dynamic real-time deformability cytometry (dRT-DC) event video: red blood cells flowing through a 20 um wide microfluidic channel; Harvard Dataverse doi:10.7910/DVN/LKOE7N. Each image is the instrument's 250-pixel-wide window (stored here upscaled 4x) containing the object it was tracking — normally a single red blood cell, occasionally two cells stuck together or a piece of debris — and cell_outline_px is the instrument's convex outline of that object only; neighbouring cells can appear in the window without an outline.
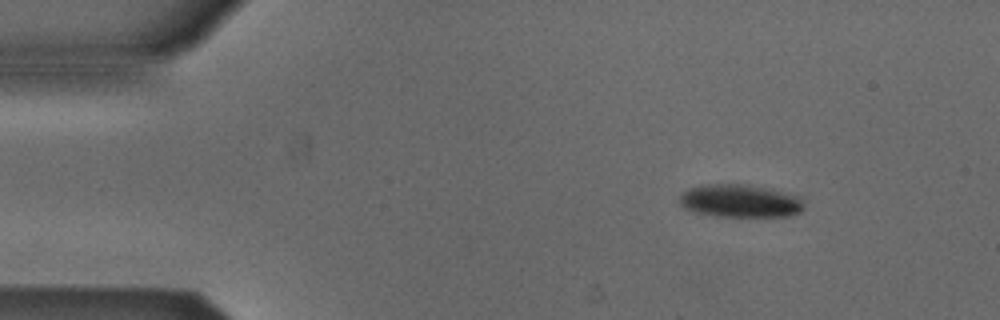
{"species": "Egyptian fruit bat (a non-hibernating species)", "species_latin": "Rousettus aegyptiacus", "temperature_condition": "cold", "stored_images_in_passage": 53, "segment_of_instrument_passage": [1, 2], "camera_frame_rate_fps": 3000, "um_per_image_px": 0.085, "animal": {"sex": "male"}, "frame": {"image": 1, "passage_image": 6, "time_ms": 1.667, "image_size_px": [1000, 320], "cell_outline_px": [[804, 208], [800, 212], [792, 216], [716, 216], [696, 212], [684, 208], [680, 204], [680, 192], [688, 188], [700, 184], [748, 184], [772, 188], [800, 196], [804, 204]], "centroid_in_image_um": [62.92, 17.06], "position_along_channel_um": 22.1, "area_um2": 24.33}}
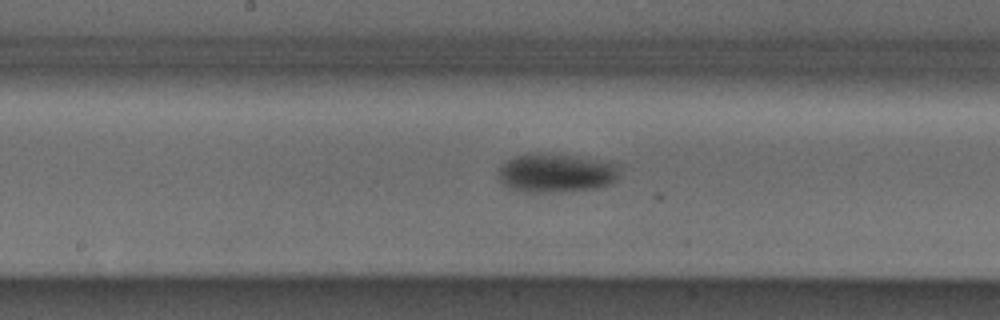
{"frame": {"image": 2, "passage_image": 26, "time_ms": 8.333, "image_size_px": [1000, 320], "cell_outline_px": [[616, 180], [612, 184], [596, 188], [536, 192], [528, 192], [508, 188], [500, 180], [500, 164], [516, 156], [528, 152], [540, 152], [568, 156], [612, 164], [616, 168]], "centroid_in_image_um": [47.15, 14.7], "position_along_channel_um": 201.0, "area_um2": 26.47}}
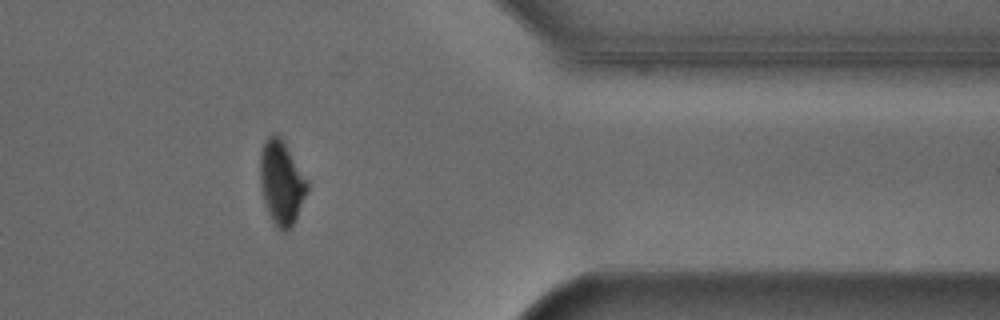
{"frame": {"image": 3, "passage_image": 42, "time_ms": 13.667, "image_size_px": [1000, 320], "cell_outline_px": [[308, 188], [296, 216], [292, 224], [284, 232], [272, 220], [268, 212], [264, 200], [260, 184], [260, 152], [264, 140], [272, 132], [276, 132], [280, 136], [308, 180]], "centroid_in_image_um": [23.9, 15.43], "position_along_channel_um": 387.5, "area_um2": 22.66}}